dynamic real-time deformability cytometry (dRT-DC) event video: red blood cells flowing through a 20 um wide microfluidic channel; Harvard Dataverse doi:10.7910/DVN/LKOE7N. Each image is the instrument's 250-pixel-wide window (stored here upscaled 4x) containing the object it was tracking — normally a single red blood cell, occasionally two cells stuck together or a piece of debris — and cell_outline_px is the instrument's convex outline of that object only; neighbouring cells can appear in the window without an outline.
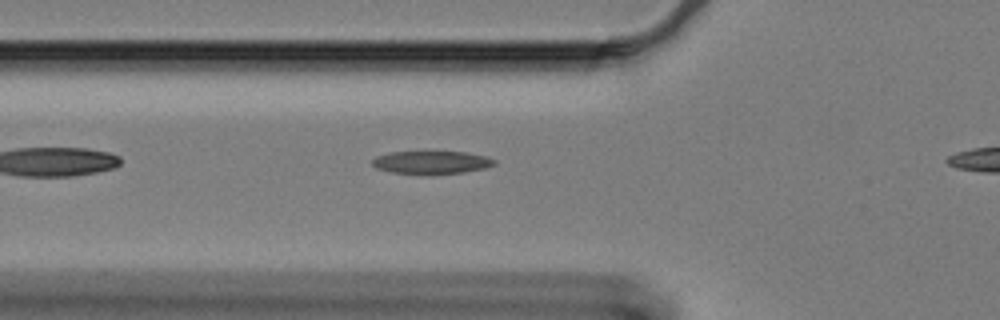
{"species": "Egyptian fruit bat (a non-hibernating species)", "species_latin": "Rousettus aegyptiacus", "temperature_condition": "cold", "stored_images_in_passage": 34, "camera_frame_rate_fps": 3000, "um_per_image_px": 0.085, "animal": {"sex": "female"}, "frame": {"image": 1, "passage_image": 2, "time_ms": 0.333, "image_size_px": [1000, 320], "cell_outline_px": [[496, 164], [484, 168], [464, 172], [432, 176], [428, 176], [392, 172], [376, 168], [372, 164], [372, 160], [376, 156], [388, 152], [464, 152], [484, 156], [496, 160]], "centroid_in_image_um": [36.65, 13.83], "position_along_channel_um": 89.2, "area_um2": 16.65}}
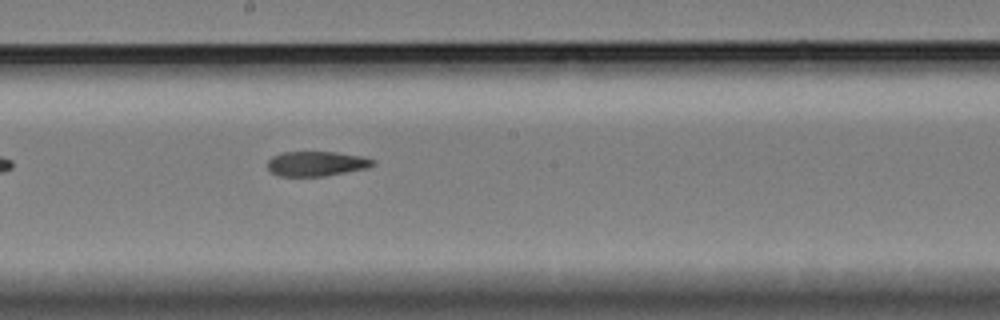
{"frame": {"image": 2, "passage_image": 14, "time_ms": 4.333, "image_size_px": [1000, 320], "cell_outline_px": [[376, 164], [368, 168], [324, 176], [280, 176], [272, 172], [268, 168], [268, 160], [272, 156], [280, 152], [336, 152], [364, 156], [376, 160]], "centroid_in_image_um": [26.94, 13.9], "position_along_channel_um": 221.3, "area_um2": 15.37}}
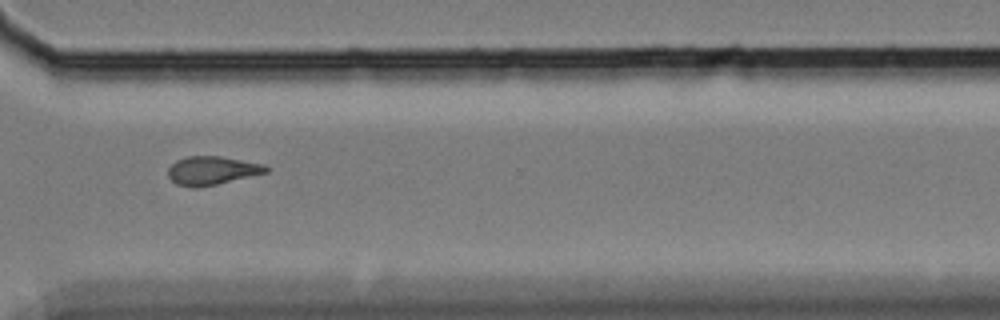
{"frame": {"image": 3, "passage_image": 26, "time_ms": 8.333, "image_size_px": [1000, 320], "cell_outline_px": [[268, 172], [216, 184], [196, 188], [192, 188], [176, 184], [168, 176], [168, 168], [176, 160], [188, 156], [220, 156], [264, 164], [268, 168]], "centroid_in_image_um": [17.99, 14.49], "position_along_channel_um": 352.6, "area_um2": 16.18}}